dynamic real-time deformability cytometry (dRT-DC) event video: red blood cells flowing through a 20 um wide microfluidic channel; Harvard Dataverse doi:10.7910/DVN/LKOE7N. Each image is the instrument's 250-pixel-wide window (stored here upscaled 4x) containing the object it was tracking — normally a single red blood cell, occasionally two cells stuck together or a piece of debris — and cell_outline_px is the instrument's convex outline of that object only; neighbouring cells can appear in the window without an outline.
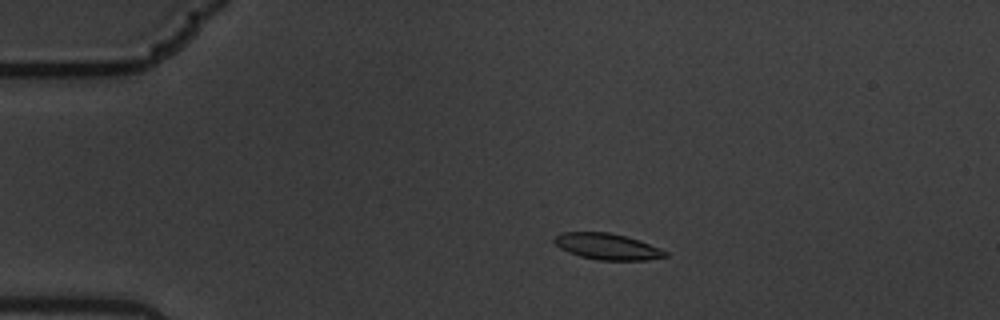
{"species": "common noctule bat (a hibernating species)", "species_latin": "Nyctalus noctula", "temperature_condition": "warm", "stored_images_in_passage": 6, "camera_frame_rate_fps": 3000, "um_per_image_px": 0.085, "animal": {"sex": "male", "body_mass_g": 19.5, "forearm_length_mm": 54.6}, "frame": {"image": 1, "passage_image": 3, "time_ms": 0.667, "image_size_px": [1000, 320], "cell_outline_px": [[668, 256], [648, 260], [596, 260], [580, 256], [568, 252], [560, 248], [552, 240], [560, 232], [608, 232], [640, 240], [660, 248], [668, 252]], "centroid_in_image_um": [51.62, 20.95], "position_along_channel_um": 33.4, "area_um2": 16.99}}
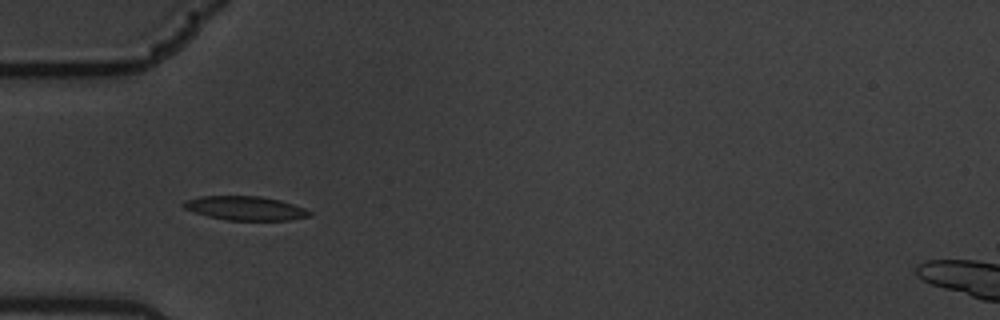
{"frame": {"image": 2, "passage_image": 5, "time_ms": 1.333, "image_size_px": [1000, 320], "cell_outline_px": [[312, 216], [288, 220], [224, 220], [208, 216], [184, 208], [180, 204], [184, 200], [200, 196], [260, 196], [280, 200], [304, 208], [312, 212]], "centroid_in_image_um": [20.84, 17.69], "position_along_channel_um": 64.2, "area_um2": 17.63}}
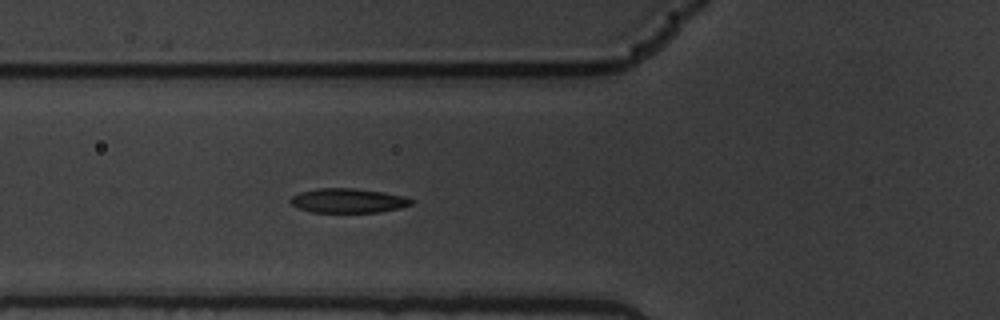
{"frame": {"image": 3, "passage_image": 6, "time_ms": 1.667, "image_size_px": [1000, 320], "cell_outline_px": [[412, 204], [400, 208], [380, 212], [312, 212], [300, 208], [292, 204], [288, 200], [292, 196], [300, 192], [320, 188], [352, 188], [384, 192], [404, 196], [412, 200]], "centroid_in_image_um": [29.59, 17.05], "position_along_channel_um": 96.2, "area_um2": 17.05}}